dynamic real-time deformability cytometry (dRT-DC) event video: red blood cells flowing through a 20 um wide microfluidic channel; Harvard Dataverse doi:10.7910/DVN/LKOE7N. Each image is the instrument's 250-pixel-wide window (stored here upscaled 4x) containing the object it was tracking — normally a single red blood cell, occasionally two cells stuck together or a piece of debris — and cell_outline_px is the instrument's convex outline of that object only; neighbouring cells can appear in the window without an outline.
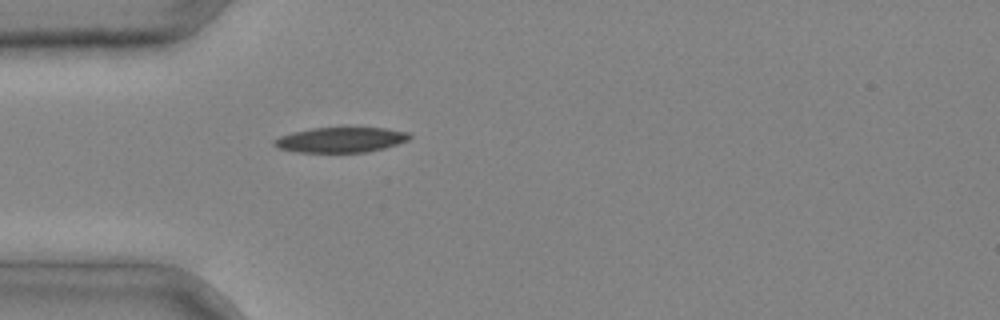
{"species": "common noctule bat (a hibernating species)", "species_latin": "Nyctalus noctula", "temperature_condition": "cold", "stored_images_in_passage": 1, "camera_frame_rate_fps": 3000, "um_per_image_px": 0.085, "animal": {"sex": "male", "body_mass_g": 20.4}, "frame": {"image": 1, "passage_image": 1, "time_ms": 0.0, "image_size_px": [1000, 320], "cell_outline_px": [[412, 136], [408, 140], [384, 148], [368, 152], [296, 152], [276, 148], [272, 144], [272, 140], [280, 136], [292, 132], [312, 128], [384, 128], [408, 132]], "centroid_in_image_um": [28.91, 11.89], "position_along_channel_um": 56.1, "area_um2": 19.88}}